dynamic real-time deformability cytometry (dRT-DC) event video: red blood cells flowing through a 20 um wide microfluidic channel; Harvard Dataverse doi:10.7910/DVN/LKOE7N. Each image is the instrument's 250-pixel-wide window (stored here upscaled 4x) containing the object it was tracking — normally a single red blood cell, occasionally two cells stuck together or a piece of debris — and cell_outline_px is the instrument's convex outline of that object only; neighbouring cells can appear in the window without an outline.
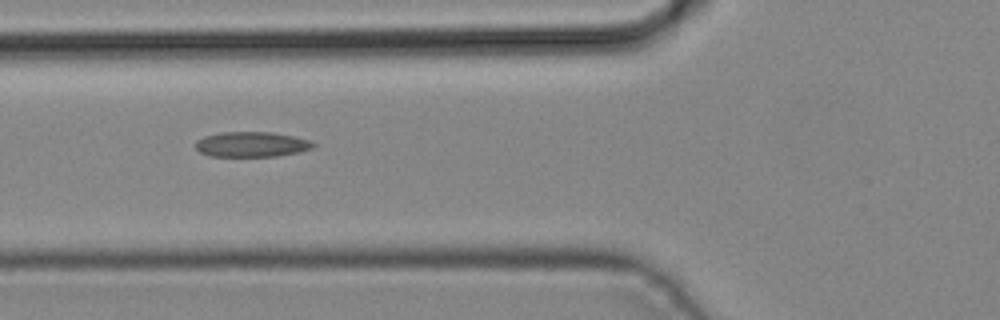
{"species": "common noctule bat (a hibernating species)", "species_latin": "Nyctalus noctula", "temperature_condition": "cold", "stored_images_in_passage": 5, "camera_frame_rate_fps": 3000, "um_per_image_px": 0.085, "animal": {"sex": "male", "body_mass_g": 19.2, "forearm_length_mm": 51.8}, "frame": {"image": 1, "passage_image": 4, "time_ms": 1.0, "image_size_px": [1000, 320], "cell_outline_px": [[316, 144], [312, 148], [296, 152], [276, 156], [208, 156], [200, 152], [196, 148], [196, 140], [204, 136], [220, 132], [272, 132], [312, 140]], "centroid_in_image_um": [21.37, 12.26], "position_along_channel_um": 104.4, "area_um2": 17.22}}
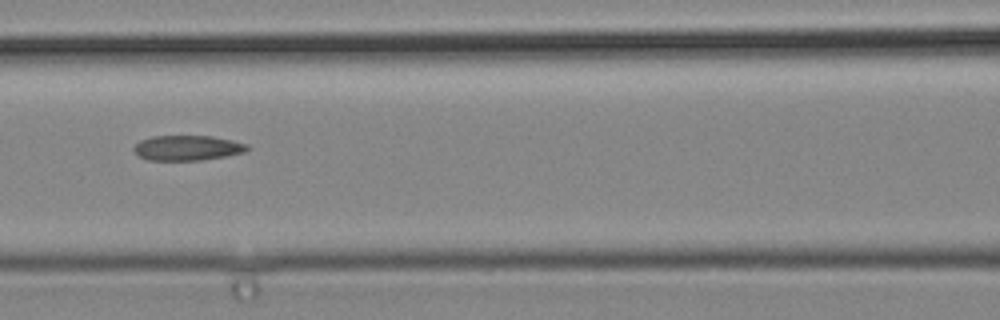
{"frame": {"image": 2, "passage_image": 5, "time_ms": 1.333, "image_size_px": [1000, 320], "cell_outline_px": [[252, 148], [244, 152], [228, 156], [200, 160], [148, 160], [136, 156], [132, 148], [140, 140], [152, 136], [212, 136], [232, 140], [248, 144]], "centroid_in_image_um": [15.93, 12.57], "position_along_channel_um": 150.7, "area_um2": 16.82}}